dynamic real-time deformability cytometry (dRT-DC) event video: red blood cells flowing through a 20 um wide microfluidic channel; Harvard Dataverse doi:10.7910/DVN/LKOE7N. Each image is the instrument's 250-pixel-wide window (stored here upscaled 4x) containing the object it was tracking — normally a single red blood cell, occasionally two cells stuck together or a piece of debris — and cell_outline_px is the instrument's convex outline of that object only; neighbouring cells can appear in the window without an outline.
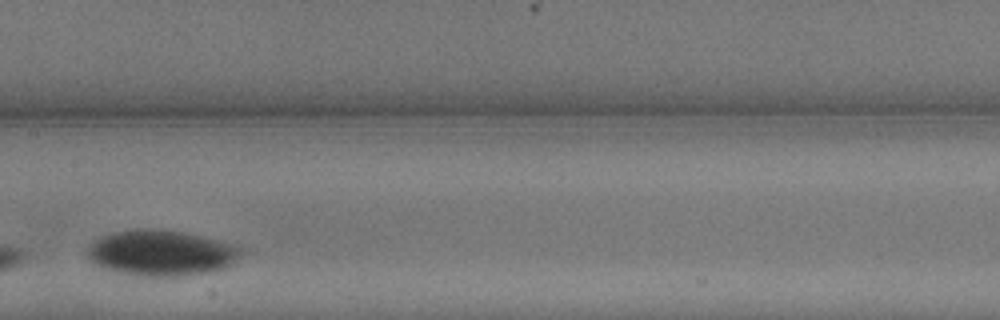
{"species": "common noctule bat (a hibernating species)", "species_latin": "Nyctalus noctula", "temperature_condition": "warm", "stored_images_in_passage": 8, "camera_frame_rate_fps": 3000, "um_per_image_px": 0.085, "animal": {"sex": "male", "body_mass_g": 13.3}, "frame": {"image": 1, "passage_image": 7, "time_ms": 2.0, "image_size_px": [1000, 320], "cell_outline_px": [[244, 252], [232, 264], [224, 268], [208, 272], [180, 276], [140, 276], [120, 272], [96, 264], [88, 256], [88, 248], [96, 240], [104, 236], [116, 232], [180, 232], [216, 240], [240, 248]], "centroid_in_image_um": [13.76, 21.56], "position_along_channel_um": 193.6, "area_um2": 38.9}}